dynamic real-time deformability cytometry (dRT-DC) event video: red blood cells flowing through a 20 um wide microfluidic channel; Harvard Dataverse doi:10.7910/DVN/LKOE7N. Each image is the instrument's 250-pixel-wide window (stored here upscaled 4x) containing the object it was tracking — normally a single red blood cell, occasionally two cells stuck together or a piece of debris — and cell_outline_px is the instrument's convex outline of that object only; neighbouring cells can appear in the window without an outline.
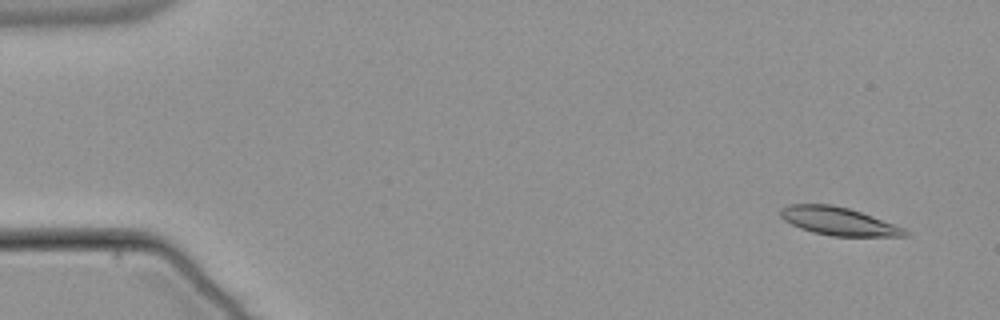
{"species": "common noctule bat (a hibernating species)", "species_latin": "Nyctalus noctula", "temperature_condition": "warm", "stored_images_in_passage": 54, "camera_frame_rate_fps": 3000, "um_per_image_px": 0.085, "animal": {"sex": "male", "body_mass_g": 21.5, "forearm_length_mm": 52.0}, "frame": {"image": 1, "passage_image": 4, "time_ms": 1.0, "image_size_px": [1000, 320], "cell_outline_px": [[908, 236], [832, 236], [812, 232], [800, 228], [784, 220], [780, 216], [780, 212], [788, 204], [832, 204], [848, 208], [860, 212], [904, 228], [908, 232]], "centroid_in_image_um": [71.25, 18.8], "position_along_channel_um": 13.8, "area_um2": 20.06}}
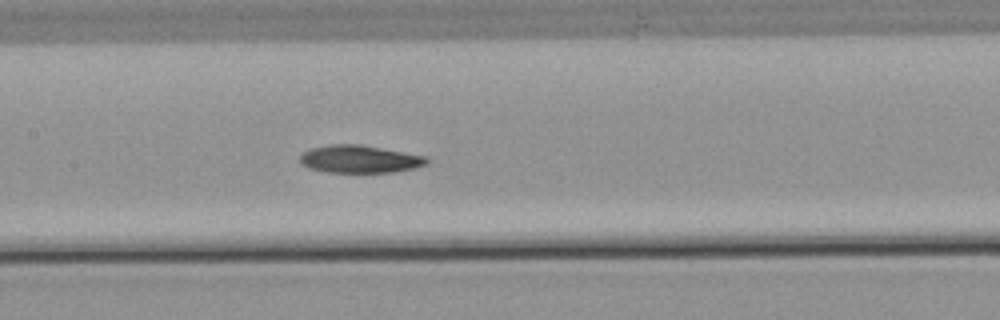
{"frame": {"image": 2, "passage_image": 27, "time_ms": 8.667, "image_size_px": [1000, 320], "cell_outline_px": [[428, 160], [424, 164], [412, 168], [396, 172], [328, 172], [308, 168], [300, 164], [300, 156], [304, 152], [312, 148], [332, 144], [360, 144], [424, 156]], "centroid_in_image_um": [30.51, 13.52], "position_along_channel_um": 176.9, "area_um2": 20.11}}
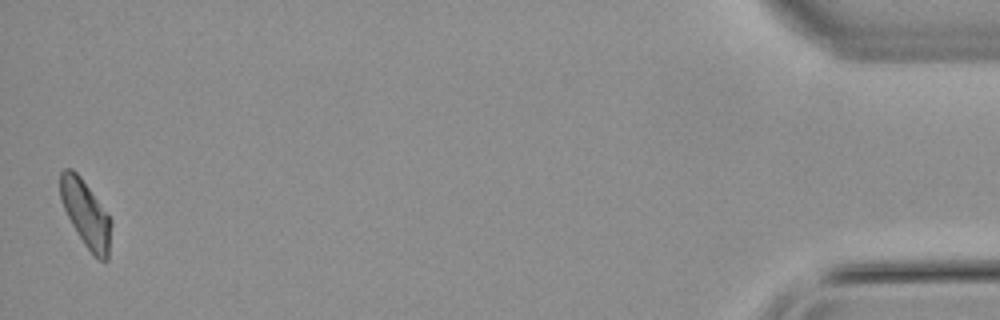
{"frame": {"image": 3, "passage_image": 54, "time_ms": 17.667, "image_size_px": [1000, 320], "cell_outline_px": [[112, 224], [108, 260], [104, 264], [92, 256], [84, 244], [72, 224], [60, 200], [60, 172], [64, 168], [72, 168], [80, 176], [112, 220]], "centroid_in_image_um": [7.31, 18.23], "position_along_channel_um": 427.9, "area_um2": 19.88}}